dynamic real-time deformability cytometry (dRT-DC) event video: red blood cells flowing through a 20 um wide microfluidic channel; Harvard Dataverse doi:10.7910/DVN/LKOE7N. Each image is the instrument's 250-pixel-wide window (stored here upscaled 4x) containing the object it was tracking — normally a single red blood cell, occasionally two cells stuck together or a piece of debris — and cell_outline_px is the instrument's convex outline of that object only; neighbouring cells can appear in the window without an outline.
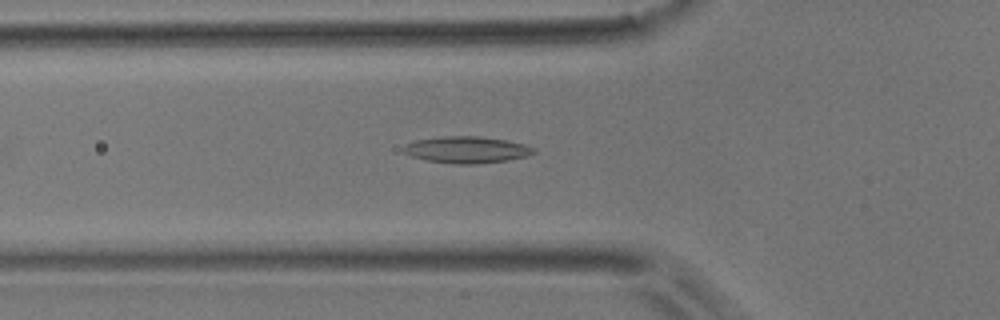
{"species": "common noctule bat (a hibernating species)", "species_latin": "Nyctalus noctula", "temperature_condition": "room temperature", "stored_images_in_passage": 49, "camera_frame_rate_fps": 3000, "um_per_image_px": 0.085, "animal": {"sex": "male", "body_mass_g": 17.9}, "frame": {"image": 1, "passage_image": 16, "time_ms": 5.0, "image_size_px": [1000, 320], "cell_outline_px": [[536, 152], [528, 156], [508, 160], [476, 164], [452, 164], [424, 160], [412, 156], [404, 152], [404, 148], [408, 144], [416, 140], [444, 136], [480, 136], [508, 140], [524, 144], [536, 148]], "centroid_in_image_um": [39.73, 12.73], "position_along_channel_um": 86.1, "area_um2": 20.29}}
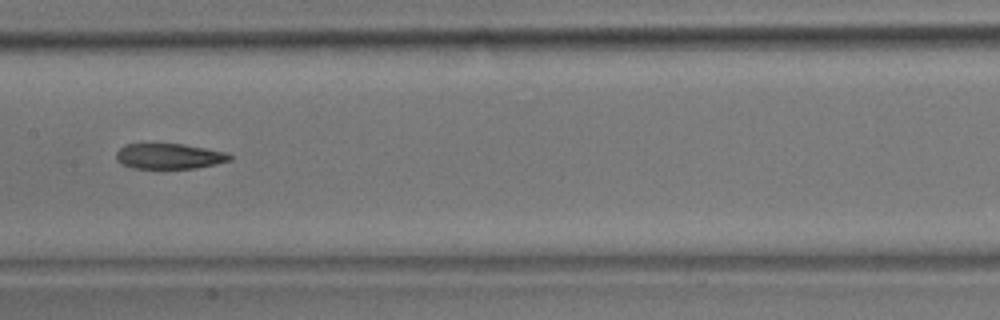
{"frame": {"image": 2, "passage_image": 24, "time_ms": 7.667, "image_size_px": [1000, 320], "cell_outline_px": [[232, 160], [216, 164], [196, 168], [132, 168], [116, 160], [116, 152], [124, 144], [184, 144], [228, 152], [232, 156]], "centroid_in_image_um": [14.41, 13.27], "position_along_channel_um": 193.0, "area_um2": 16.88}}
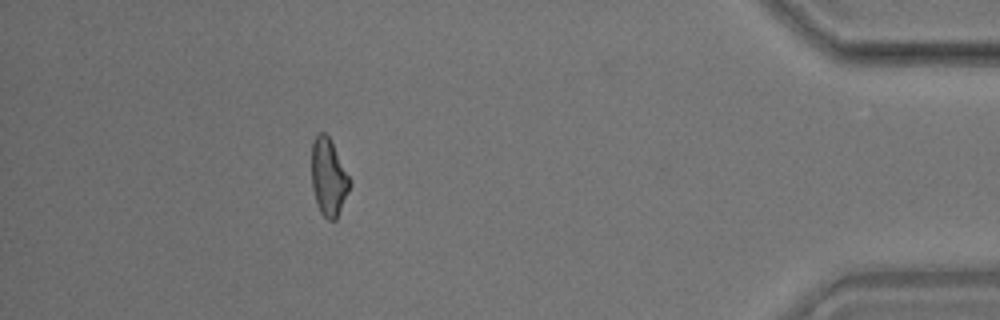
{"frame": {"image": 3, "passage_image": 44, "time_ms": 14.333, "image_size_px": [1000, 320], "cell_outline_px": [[352, 184], [336, 220], [328, 220], [320, 212], [316, 204], [312, 188], [312, 140], [316, 132], [324, 132], [328, 136], [352, 180]], "centroid_in_image_um": [27.93, 15.07], "position_along_channel_um": 407.3, "area_um2": 17.4}, "authors_computed_cell_mechanics": {"area_um2": 18.0336, "velocity_mm_per_s": 3.9837, "shape_relaxation_time_tau1_ms": null, "shape_relaxation_time_tau2_ms": 4.943, "deformation_change_tau1": null, "deformation_change_tau2": 0.1452}}